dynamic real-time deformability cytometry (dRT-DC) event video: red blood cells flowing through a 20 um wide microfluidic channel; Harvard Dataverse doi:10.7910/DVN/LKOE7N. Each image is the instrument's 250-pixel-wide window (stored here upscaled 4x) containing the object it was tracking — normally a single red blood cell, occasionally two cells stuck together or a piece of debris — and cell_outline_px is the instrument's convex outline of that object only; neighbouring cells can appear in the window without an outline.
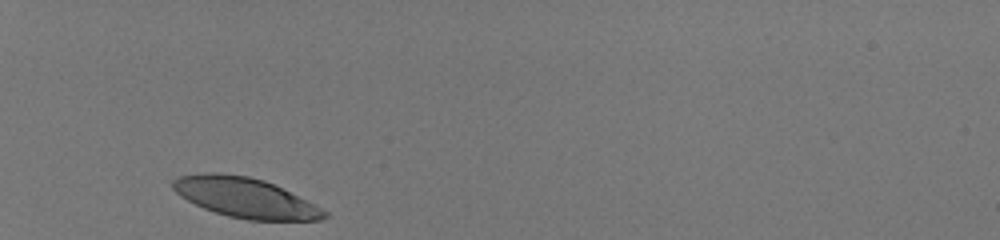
{"species": "human", "species_latin": "Homo sapiens", "temperature_condition": "room temperature", "stored_images_in_passage": 29, "camera_frame_rate_fps": 3000, "um_per_image_px": 0.085, "donor": {"sex": "male"}, "frame": {"image": 1, "passage_image": 1, "time_ms": 0.0, "image_size_px": [1000, 240], "cell_outline_px": [[328, 216], [320, 220], [248, 220], [228, 216], [204, 208], [180, 196], [172, 188], [172, 180], [180, 176], [200, 172], [220, 172], [248, 176], [264, 180], [328, 212]], "centroid_in_image_um": [20.77, 16.79], "position_along_channel_um": 64.2, "area_um2": 34.74}}
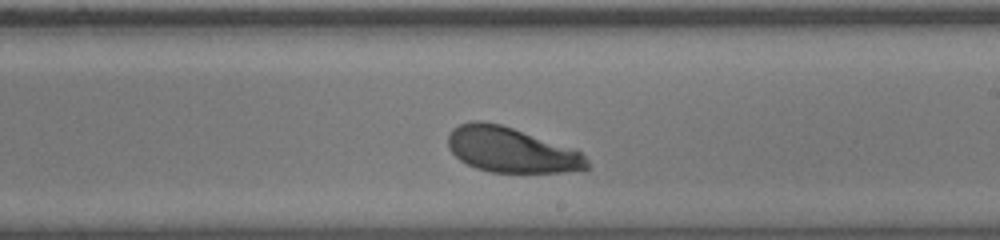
{"frame": {"image": 2, "passage_image": 17, "time_ms": 5.333, "image_size_px": [1000, 240], "cell_outline_px": [[592, 164], [584, 172], [492, 172], [476, 168], [460, 160], [448, 148], [448, 136], [452, 128], [460, 124], [472, 120], [484, 120], [500, 124], [576, 148]], "centroid_in_image_um": [43.51, 12.74], "position_along_channel_um": 245.5, "area_um2": 37.11}}
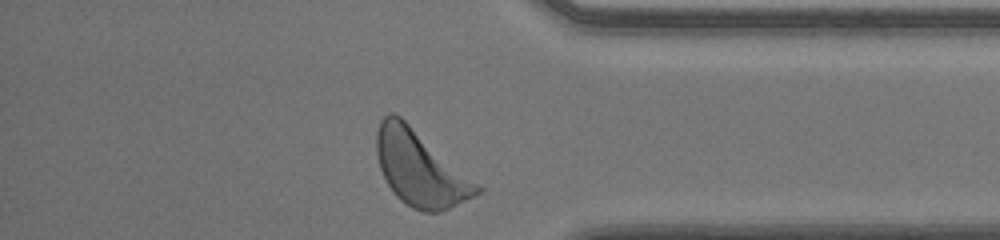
{"frame": {"image": 3, "passage_image": 29, "time_ms": 9.333, "image_size_px": [1000, 240], "cell_outline_px": [[484, 192], [448, 208], [436, 212], [424, 212], [412, 208], [400, 200], [392, 192], [380, 168], [376, 156], [376, 132], [380, 120], [388, 112], [392, 112], [400, 116], [484, 188]], "centroid_in_image_um": [35.7, 14.32], "position_along_channel_um": 399.5, "area_um2": 43.7}, "authors_computed_cell_mechanics": {"area_um2": 37.281, "velocity_mm_per_s": 3.9604, "shape_relaxation_time_tau1_ms": 1.8649, "shape_relaxation_time_tau2_ms": null, "deformation_change_tau1": 0.1366, "deformation_change_tau2": null}}